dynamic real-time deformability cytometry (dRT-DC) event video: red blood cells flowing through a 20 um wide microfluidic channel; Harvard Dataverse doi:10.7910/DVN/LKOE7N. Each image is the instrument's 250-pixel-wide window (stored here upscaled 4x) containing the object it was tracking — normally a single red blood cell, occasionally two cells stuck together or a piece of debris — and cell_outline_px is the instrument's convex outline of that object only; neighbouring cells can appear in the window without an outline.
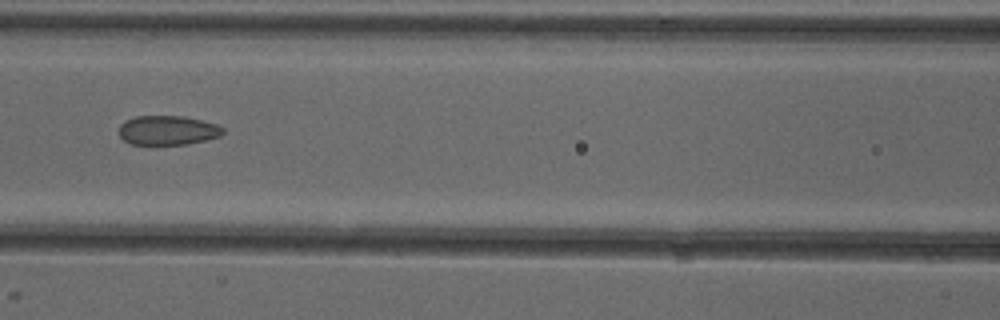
{"species": "common noctule bat (a hibernating species)", "species_latin": "Nyctalus noctula", "temperature_condition": "cold", "stored_images_in_passage": 6, "camera_frame_rate_fps": 3000, "um_per_image_px": 0.085, "animal": {"sex": "female"}, "frame": {"image": 1, "passage_image": 6, "time_ms": 6.667, "image_size_px": [1000, 320], "cell_outline_px": [[224, 132], [220, 136], [188, 144], [132, 144], [124, 140], [120, 136], [120, 124], [124, 120], [136, 116], [184, 116], [216, 124], [224, 128]], "centroid_in_image_um": [14.25, 11.07], "position_along_channel_um": 152.4, "area_um2": 17.69}}